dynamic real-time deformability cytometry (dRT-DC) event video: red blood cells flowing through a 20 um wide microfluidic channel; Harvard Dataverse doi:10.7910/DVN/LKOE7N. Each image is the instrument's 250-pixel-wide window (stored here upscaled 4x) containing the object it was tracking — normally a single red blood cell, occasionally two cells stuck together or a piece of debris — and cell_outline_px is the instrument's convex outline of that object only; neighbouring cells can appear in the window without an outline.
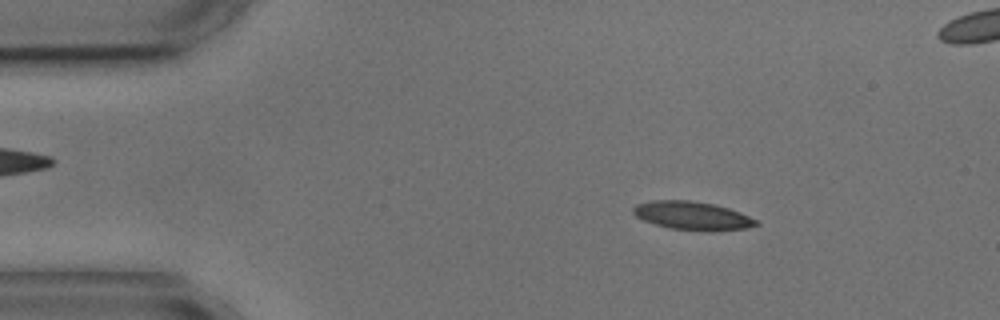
{"species": "common noctule bat (a hibernating species)", "species_latin": "Nyctalus noctula", "temperature_condition": "cold", "stored_images_in_passage": 4, "camera_frame_rate_fps": 3000, "um_per_image_px": 0.085, "animal": {"sex": "male", "body_mass_g": 17.9, "forearm_length_mm": 54.2}, "frame": {"image": 1, "passage_image": 1, "time_ms": 0.0, "image_size_px": [1000, 320], "cell_outline_px": [[760, 224], [748, 228], [712, 232], [708, 232], [668, 228], [644, 220], [636, 216], [632, 212], [632, 208], [636, 204], [652, 200], [692, 200], [712, 204], [728, 208], [740, 212], [756, 220]], "centroid_in_image_um": [58.86, 18.34], "position_along_channel_um": 26.1, "area_um2": 20.52}}